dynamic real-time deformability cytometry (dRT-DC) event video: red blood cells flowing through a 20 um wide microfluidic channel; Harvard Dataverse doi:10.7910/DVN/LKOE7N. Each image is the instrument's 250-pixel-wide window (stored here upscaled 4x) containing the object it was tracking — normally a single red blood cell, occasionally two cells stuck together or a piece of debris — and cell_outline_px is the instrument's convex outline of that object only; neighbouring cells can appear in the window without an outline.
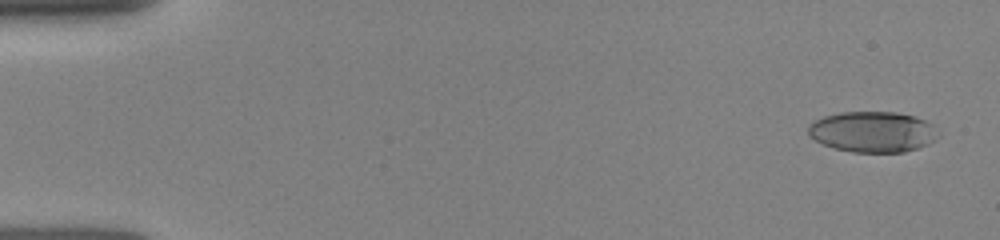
{"species": "human", "species_latin": "Homo sapiens", "temperature_condition": "room temperature", "stored_images_in_passage": 23, "camera_frame_rate_fps": 3000, "um_per_image_px": 0.085, "donor": {"sex": "female"}, "frame": {"image": 1, "passage_image": 1, "time_ms": 0.0, "image_size_px": [1000, 240], "cell_outline_px": [[940, 136], [928, 144], [904, 152], [852, 152], [836, 148], [824, 144], [808, 136], [808, 124], [812, 120], [824, 116], [840, 112], [896, 112], [916, 116], [932, 124], [940, 132]], "centroid_in_image_um": [74.18, 11.19], "position_along_channel_um": 10.8, "area_um2": 31.1}}
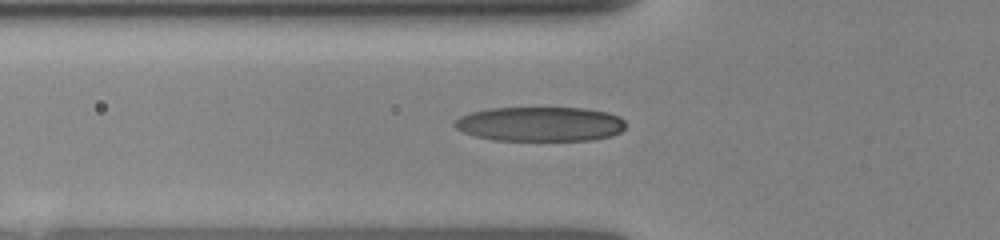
{"frame": {"image": 2, "passage_image": 14, "time_ms": 5.0, "image_size_px": [1000, 240], "cell_outline_px": [[624, 128], [620, 132], [612, 136], [592, 140], [492, 140], [476, 136], [464, 132], [456, 128], [452, 124], [460, 116], [472, 112], [488, 108], [584, 108], [608, 112], [620, 116], [624, 120]], "centroid_in_image_um": [45.93, 10.54], "position_along_channel_um": 79.9, "area_um2": 34.51}}
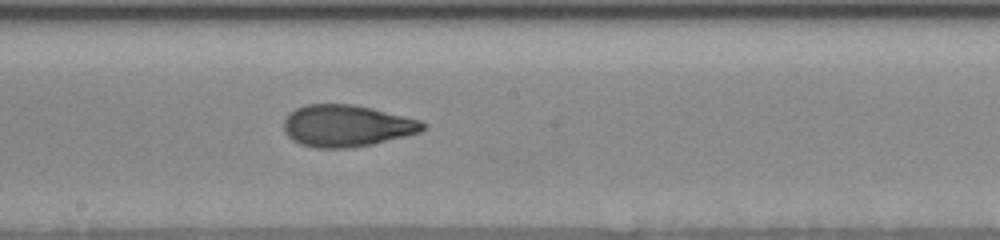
{"frame": {"image": 3, "passage_image": 23, "time_ms": 8.333, "image_size_px": [1000, 240], "cell_outline_px": [[428, 124], [420, 132], [372, 144], [348, 148], [316, 148], [300, 144], [292, 140], [284, 132], [284, 120], [288, 112], [296, 108], [308, 104], [352, 104], [372, 108], [420, 120]], "centroid_in_image_um": [29.43, 10.69], "position_along_channel_um": 218.8, "area_um2": 33.87}}